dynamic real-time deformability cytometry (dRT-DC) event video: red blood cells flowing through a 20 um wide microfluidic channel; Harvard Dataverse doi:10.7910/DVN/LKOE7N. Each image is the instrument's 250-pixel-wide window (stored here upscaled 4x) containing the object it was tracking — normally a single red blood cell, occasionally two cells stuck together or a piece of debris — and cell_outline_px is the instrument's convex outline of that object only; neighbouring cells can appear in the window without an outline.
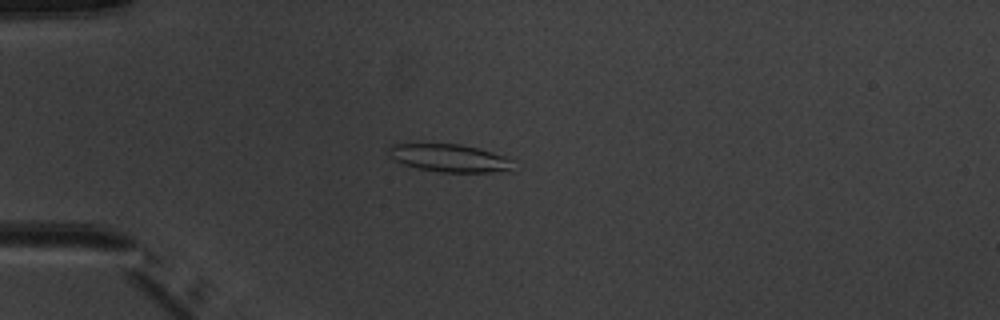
{"species": "common noctule bat (a hibernating species)", "species_latin": "Nyctalus noctula", "temperature_condition": "warm", "stored_images_in_passage": 6, "camera_frame_rate_fps": 3000, "um_per_image_px": 0.085, "animal": {"sex": "male", "body_mass_g": 20.1, "forearm_length_mm": 53.5}, "frame": {"image": 1, "passage_image": 5, "time_ms": 4.667, "image_size_px": [1000, 320], "cell_outline_px": [[508, 168], [488, 172], [440, 172], [420, 168], [404, 164], [396, 160], [388, 152], [388, 144], [460, 144], [492, 152], [504, 156], [508, 160]], "centroid_in_image_um": [38.07, 13.41], "position_along_channel_um": 46.9, "area_um2": 19.31}}
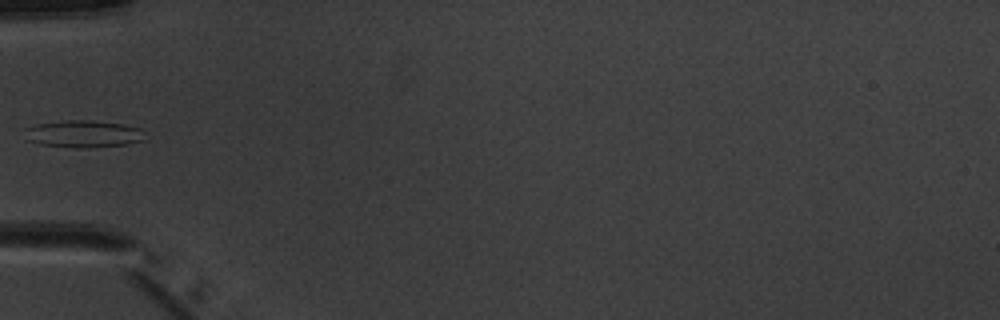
{"frame": {"image": 2, "passage_image": 6, "time_ms": 6.0, "image_size_px": [1000, 320], "cell_outline_px": [[148, 140], [128, 144], [80, 148], [76, 148], [40, 144], [28, 140], [24, 128], [36, 124], [68, 120], [88, 120], [124, 124], [140, 128]], "centroid_in_image_um": [7.13, 11.38], "position_along_channel_um": 77.9, "area_um2": 19.07}}